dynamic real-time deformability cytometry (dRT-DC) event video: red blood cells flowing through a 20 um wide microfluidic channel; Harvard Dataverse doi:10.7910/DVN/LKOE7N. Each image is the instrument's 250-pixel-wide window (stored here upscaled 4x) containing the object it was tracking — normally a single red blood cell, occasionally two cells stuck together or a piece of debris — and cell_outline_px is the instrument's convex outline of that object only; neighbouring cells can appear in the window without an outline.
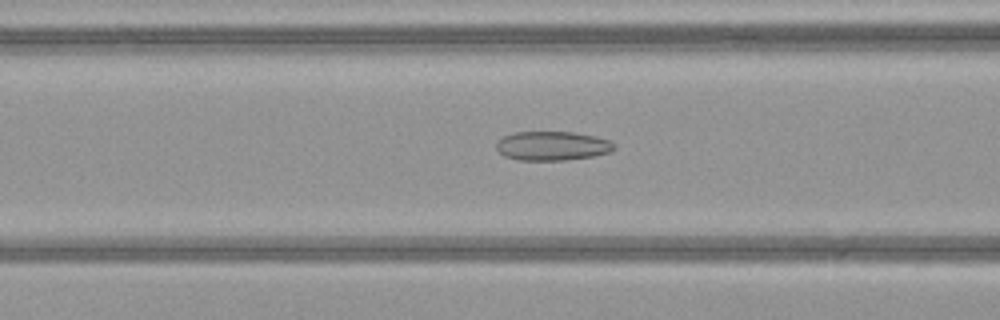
{"species": "common noctule bat (a hibernating species)", "species_latin": "Nyctalus noctula", "temperature_condition": "warm", "stored_images_in_passage": 50, "camera_frame_rate_fps": 3000, "um_per_image_px": 0.085, "animal": {"sex": "female", "body_mass_g": 21.9}, "frame": {"image": 1, "passage_image": 21, "time_ms": 6.667, "image_size_px": [1000, 320], "cell_outline_px": [[616, 148], [612, 152], [592, 156], [564, 160], [516, 160], [504, 156], [496, 148], [496, 140], [512, 132], [576, 132], [596, 136], [608, 140], [616, 144]], "centroid_in_image_um": [46.94, 12.39], "position_along_channel_um": 119.7, "area_um2": 20.23}}
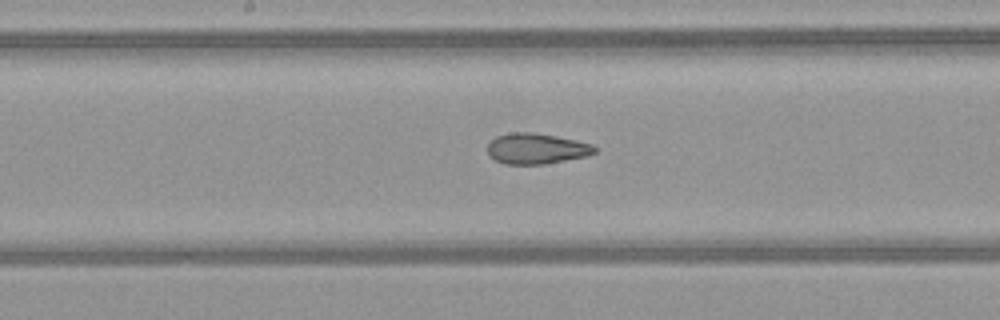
{"frame": {"image": 2, "passage_image": 27, "time_ms": 8.667, "image_size_px": [1000, 320], "cell_outline_px": [[596, 152], [588, 156], [544, 164], [504, 164], [496, 160], [488, 152], [488, 144], [496, 136], [512, 132], [532, 132], [556, 136], [576, 140], [592, 144], [596, 148]], "centroid_in_image_um": [45.62, 12.63], "position_along_channel_um": 202.6, "area_um2": 19.07}}
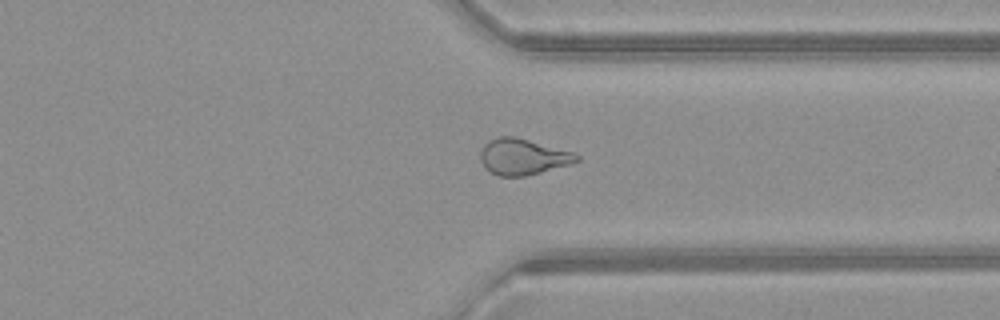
{"frame": {"image": 3, "passage_image": 39, "time_ms": 12.667, "image_size_px": [1000, 320], "cell_outline_px": [[580, 160], [572, 164], [524, 176], [500, 176], [488, 172], [484, 168], [480, 160], [480, 152], [484, 144], [488, 140], [496, 136], [516, 136], [572, 152], [580, 156]], "centroid_in_image_um": [44.4, 13.32], "position_along_channel_um": 367.0, "area_um2": 20.4}, "authors_computed_cell_mechanics": {"area_um2": 22.8888, "velocity_mm_per_s": 4.1199, "shape_relaxation_time_tau1_ms": null, "shape_relaxation_time_tau2_ms": 1.6528, "deformation_change_tau1": null, "deformation_change_tau2": 0.1015}}